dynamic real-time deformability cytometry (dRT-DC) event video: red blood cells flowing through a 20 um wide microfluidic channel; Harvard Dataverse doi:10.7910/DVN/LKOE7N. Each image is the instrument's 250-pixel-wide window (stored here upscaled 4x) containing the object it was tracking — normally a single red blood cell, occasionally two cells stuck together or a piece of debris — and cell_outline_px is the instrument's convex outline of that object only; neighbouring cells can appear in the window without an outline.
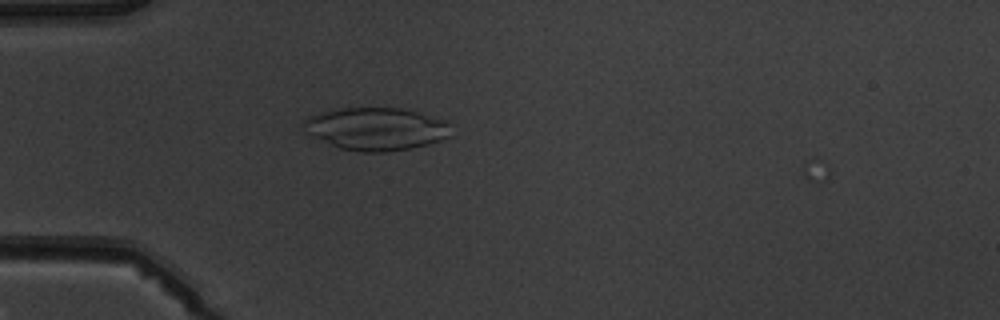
{"species": "common noctule bat (a hibernating species)", "species_latin": "Nyctalus noctula", "temperature_condition": "warm", "stored_images_in_passage": 1, "camera_frame_rate_fps": 3000, "um_per_image_px": 0.085, "animal": {"sex": "male", "body_mass_g": 19.5, "forearm_length_mm": 54.6}, "frame": {"image": 1, "passage_image": 1, "time_ms": 0.0, "image_size_px": [1000, 320], "cell_outline_px": [[452, 124], [448, 136], [440, 140], [428, 144], [408, 148], [384, 152], [360, 152], [340, 148], [312, 136], [304, 132], [300, 124], [308, 116], [320, 112], [344, 108], [400, 108], [416, 112], [444, 120]], "centroid_in_image_um": [31.92, 10.95], "position_along_channel_um": 53.1, "area_um2": 36.53}}